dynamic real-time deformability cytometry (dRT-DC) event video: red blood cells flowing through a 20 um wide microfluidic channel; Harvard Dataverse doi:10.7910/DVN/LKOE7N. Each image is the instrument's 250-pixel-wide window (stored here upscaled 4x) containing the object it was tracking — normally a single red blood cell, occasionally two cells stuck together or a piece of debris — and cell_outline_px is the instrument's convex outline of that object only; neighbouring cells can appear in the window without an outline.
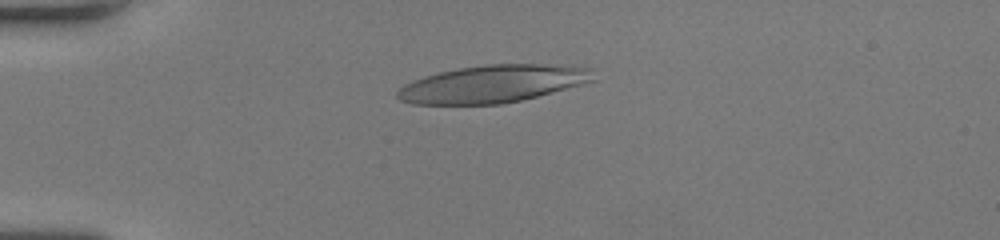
{"species": "human", "species_latin": "Homo sapiens", "temperature_condition": "room temperature", "stored_images_in_passage": 41, "camera_frame_rate_fps": 3000, "um_per_image_px": 0.085, "donor": {"sex": "female"}, "frame": {"image": 1, "passage_image": 2, "time_ms": 0.333, "image_size_px": [1000, 240], "cell_outline_px": [[596, 80], [584, 84], [520, 100], [500, 104], [412, 104], [400, 100], [396, 96], [396, 92], [404, 84], [424, 76], [440, 72], [460, 68], [488, 64], [540, 64], [592, 68]], "centroid_in_image_um": [41.88, 7.13], "position_along_channel_um": 43.1, "area_um2": 42.54}}
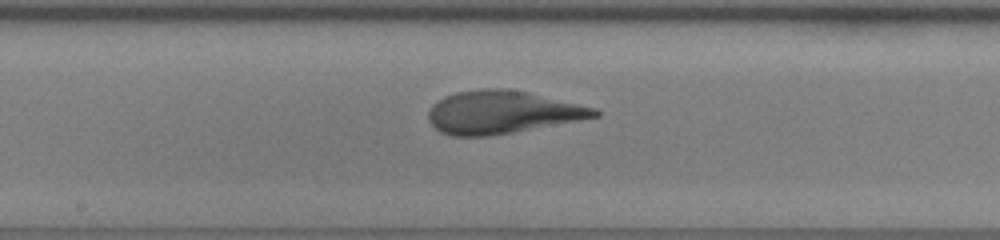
{"frame": {"image": 2, "passage_image": 17, "time_ms": 5.333, "image_size_px": [1000, 240], "cell_outline_px": [[600, 116], [512, 132], [488, 136], [452, 136], [440, 132], [428, 120], [428, 112], [432, 104], [444, 96], [456, 92], [480, 88], [504, 88], [528, 92], [596, 108], [600, 112]], "centroid_in_image_um": [42.63, 9.53], "position_along_channel_um": 205.6, "area_um2": 41.27}}
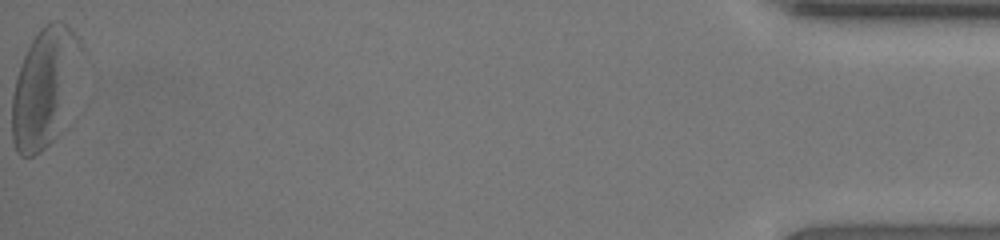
{"frame": {"image": 3, "passage_image": 41, "time_ms": 13.333, "image_size_px": [1000, 240], "cell_outline_px": [[84, 112], [68, 128], [40, 152], [32, 156], [20, 156], [16, 152], [12, 140], [12, 96], [16, 80], [24, 56], [36, 32], [44, 24], [52, 20], [60, 20], [80, 40], [84, 48]], "centroid_in_image_um": [4.07, 7.54], "position_along_channel_um": 431.1, "area_um2": 53.35}, "authors_computed_cell_mechanics": {"area_um2": 41.2114, "velocity_mm_per_s": 3.9877, "shape_relaxation_time_tau1_ms": 5.4296, "shape_relaxation_time_tau2_ms": 0.9311, "deformation_change_tau1": 0.269, "deformation_change_tau2": 0.0802}}